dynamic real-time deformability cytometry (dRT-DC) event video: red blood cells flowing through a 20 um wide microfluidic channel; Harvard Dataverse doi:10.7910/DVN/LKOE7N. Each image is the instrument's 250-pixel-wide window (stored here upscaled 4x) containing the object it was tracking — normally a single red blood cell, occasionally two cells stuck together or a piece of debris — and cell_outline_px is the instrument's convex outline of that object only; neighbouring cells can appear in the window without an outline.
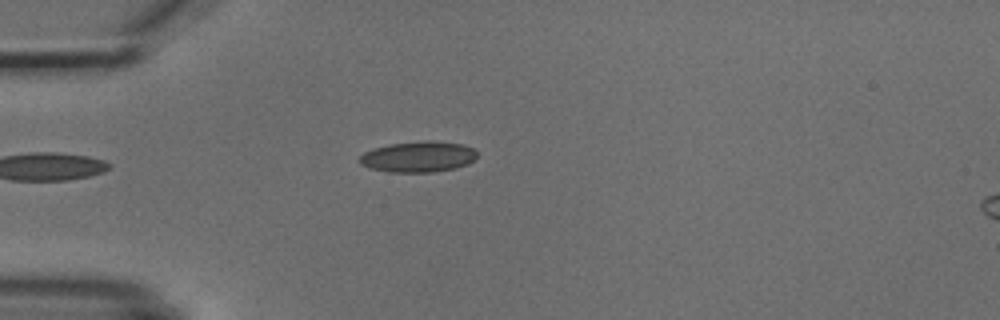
{"species": "common noctule bat (a hibernating species)", "species_latin": "Nyctalus noctula", "temperature_condition": "cold", "stored_images_in_passage": 3, "camera_frame_rate_fps": 3000, "um_per_image_px": 0.085, "animal": {"sex": "male", "body_mass_g": 18.8}, "frame": {"image": 1, "passage_image": 2, "time_ms": 1.333, "image_size_px": [1000, 320], "cell_outline_px": [[476, 160], [468, 164], [456, 168], [432, 172], [388, 172], [368, 168], [360, 164], [360, 156], [364, 152], [388, 144], [424, 140], [428, 140], [464, 144], [476, 148]], "centroid_in_image_um": [35.59, 13.32], "position_along_channel_um": 49.4, "area_um2": 21.39}}